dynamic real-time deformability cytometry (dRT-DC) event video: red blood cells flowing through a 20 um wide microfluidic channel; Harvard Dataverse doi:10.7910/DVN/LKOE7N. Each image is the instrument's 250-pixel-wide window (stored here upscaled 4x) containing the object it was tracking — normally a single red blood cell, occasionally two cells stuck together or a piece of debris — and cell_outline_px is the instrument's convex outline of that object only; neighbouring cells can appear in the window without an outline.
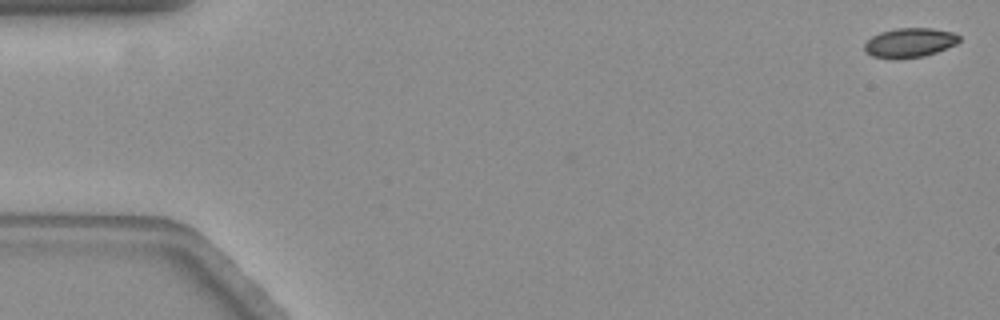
{"species": "common noctule bat (a hibernating species)", "species_latin": "Nyctalus noctula", "temperature_condition": "warm", "stored_images_in_passage": 2, "camera_frame_rate_fps": 3000, "um_per_image_px": 0.085, "animal": {"sex": "female", "body_mass_g": 19.3, "forearm_length_mm": 54.1}, "frame": {"image": 1, "passage_image": 2, "time_ms": 0.333, "image_size_px": [1000, 320], "cell_outline_px": [[960, 40], [956, 44], [936, 52], [924, 56], [896, 60], [872, 56], [864, 52], [864, 44], [872, 36], [880, 32], [896, 28], [932, 28], [952, 32], [960, 36]], "centroid_in_image_um": [77.29, 3.64], "position_along_channel_um": 7.7, "area_um2": 16.42}}